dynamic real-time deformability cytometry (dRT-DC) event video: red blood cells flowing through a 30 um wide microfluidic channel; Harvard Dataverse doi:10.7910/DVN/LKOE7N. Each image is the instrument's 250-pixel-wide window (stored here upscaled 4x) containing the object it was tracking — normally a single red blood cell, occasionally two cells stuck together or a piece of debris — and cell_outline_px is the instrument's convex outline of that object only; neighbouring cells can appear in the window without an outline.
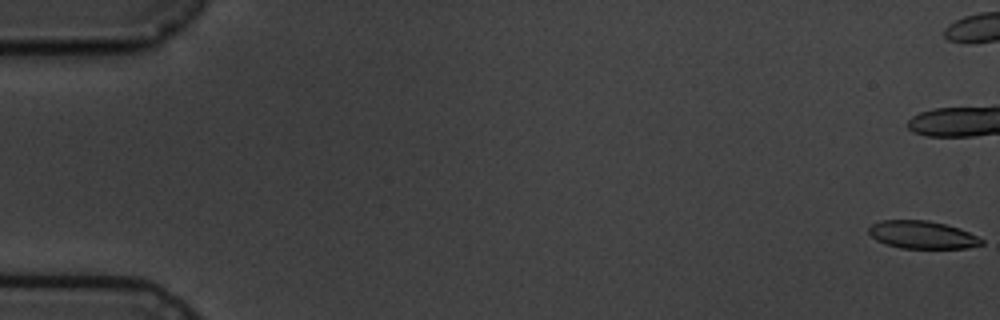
{"species": "common noctule bat (a hibernating species)", "species_latin": "Nyctalus noctula", "temperature_condition": "cold", "stored_images_in_passage": 8, "camera_frame_rate_fps": 3000, "um_per_image_px": 0.085, "animal": {"sex": "male", "body_mass_g": 19.5, "forearm_length_mm": 54.6}, "frame": {"image": 1, "passage_image": 1, "time_ms": 0.0, "image_size_px": [1000, 320], "cell_outline_px": [[984, 244], [968, 248], [900, 248], [876, 240], [868, 232], [868, 228], [872, 224], [880, 220], [928, 220], [960, 228], [984, 240]], "centroid_in_image_um": [78.4, 19.95], "position_along_channel_um": 6.6, "area_um2": 18.21}}